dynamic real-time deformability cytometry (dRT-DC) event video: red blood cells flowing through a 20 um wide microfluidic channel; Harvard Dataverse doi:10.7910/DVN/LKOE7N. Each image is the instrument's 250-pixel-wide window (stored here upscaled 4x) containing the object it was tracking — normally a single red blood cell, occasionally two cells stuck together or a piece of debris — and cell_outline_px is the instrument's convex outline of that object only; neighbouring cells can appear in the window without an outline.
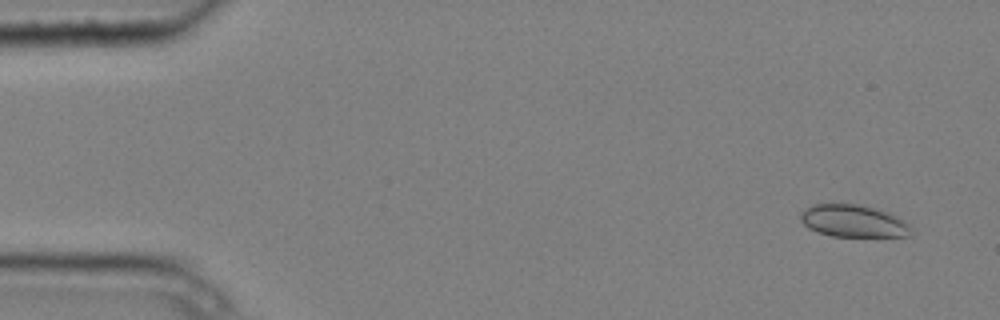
{"species": "common noctule bat (a hibernating species)", "species_latin": "Nyctalus noctula", "temperature_condition": "cold", "stored_images_in_passage": 5, "camera_frame_rate_fps": 3000, "um_per_image_px": 0.085, "animal": {"sex": "male", "body_mass_g": 20.4}, "frame": {"image": 1, "passage_image": 1, "time_ms": 0.0, "image_size_px": [1000, 320], "cell_outline_px": [[912, 232], [908, 236], [832, 236], [808, 228], [800, 220], [800, 212], [804, 208], [812, 204], [860, 204], [896, 216], [912, 224]], "centroid_in_image_um": [72.52, 18.78], "position_along_channel_um": 12.5, "area_um2": 20.75}}
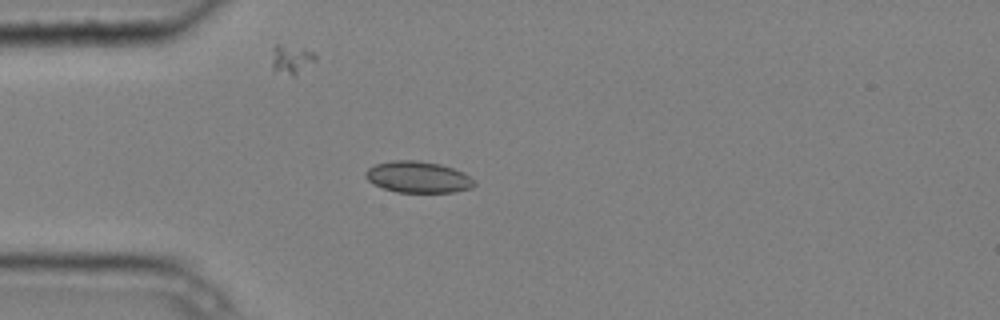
{"frame": {"image": 2, "passage_image": 4, "time_ms": 1.0, "image_size_px": [1000, 320], "cell_outline_px": [[476, 184], [472, 188], [452, 192], [396, 192], [372, 184], [364, 176], [364, 172], [368, 168], [376, 164], [392, 160], [416, 160], [440, 164], [464, 172]], "centroid_in_image_um": [35.5, 15.05], "position_along_channel_um": 49.5, "area_um2": 19.88}}